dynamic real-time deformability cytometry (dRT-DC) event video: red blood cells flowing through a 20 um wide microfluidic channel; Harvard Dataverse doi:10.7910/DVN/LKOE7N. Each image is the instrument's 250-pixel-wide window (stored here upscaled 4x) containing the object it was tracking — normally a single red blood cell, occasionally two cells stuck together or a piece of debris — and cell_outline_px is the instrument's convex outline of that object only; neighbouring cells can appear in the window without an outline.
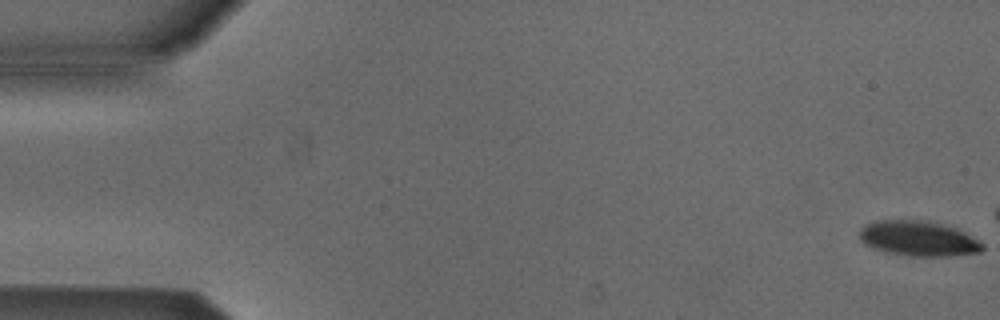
{"species": "Egyptian fruit bat (a non-hibernating species)", "species_latin": "Rousettus aegyptiacus", "temperature_condition": "cold", "stored_images_in_passage": 4, "camera_frame_rate_fps": 3000, "um_per_image_px": 0.085, "animal": {"sex": "male"}, "frame": {"image": 1, "passage_image": 1, "time_ms": 0.0, "image_size_px": [1000, 320], "cell_outline_px": [[984, 248], [980, 252], [948, 256], [908, 256], [884, 252], [872, 248], [864, 244], [860, 240], [860, 228], [864, 224], [876, 220], [924, 220], [956, 228], [964, 232], [984, 244]], "centroid_in_image_um": [78.02, 20.28], "position_along_channel_um": 7.0, "area_um2": 25.32}}